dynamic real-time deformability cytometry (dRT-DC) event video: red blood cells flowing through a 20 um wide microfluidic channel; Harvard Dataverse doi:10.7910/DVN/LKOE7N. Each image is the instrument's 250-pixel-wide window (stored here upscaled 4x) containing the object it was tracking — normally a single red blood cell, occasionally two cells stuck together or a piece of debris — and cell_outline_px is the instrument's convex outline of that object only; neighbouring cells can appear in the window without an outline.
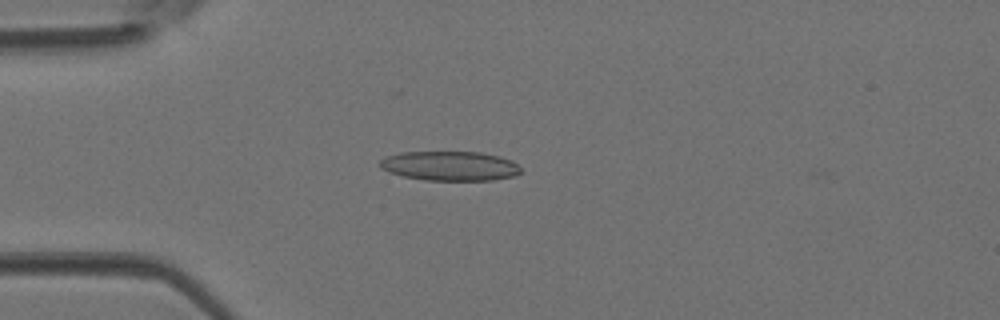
{"species": "Egyptian fruit bat (a non-hibernating species)", "species_latin": "Rousettus aegyptiacus", "temperature_condition": "room temperature", "stored_images_in_passage": 44, "camera_frame_rate_fps": 3000, "um_per_image_px": 0.085, "animal": {"sex": "female"}, "frame": {"image": 1, "passage_image": 12, "time_ms": 3.667, "image_size_px": [1000, 320], "cell_outline_px": [[524, 172], [516, 176], [492, 180], [424, 180], [404, 176], [388, 172], [380, 168], [380, 160], [384, 156], [400, 152], [480, 152], [500, 156], [512, 160]], "centroid_in_image_um": [38.26, 14.1], "position_along_channel_um": 46.7, "area_um2": 24.45}}
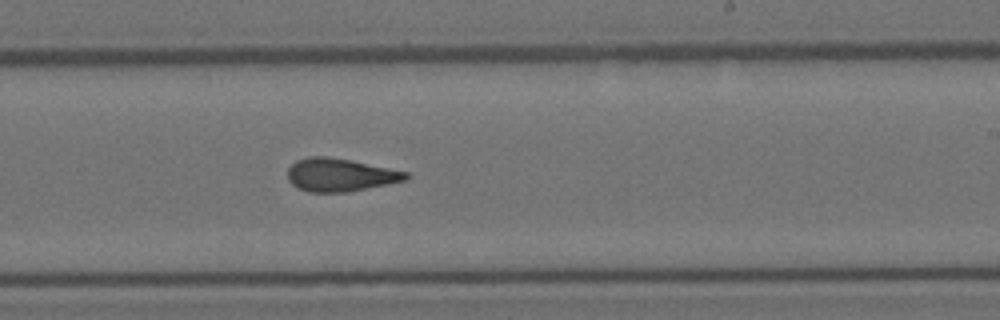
{"frame": {"image": 2, "passage_image": 27, "time_ms": 8.667, "image_size_px": [1000, 320], "cell_outline_px": [[408, 176], [404, 180], [388, 184], [348, 192], [308, 192], [292, 184], [288, 180], [288, 168], [296, 160], [308, 156], [328, 156], [408, 172]], "centroid_in_image_um": [28.86, 14.87], "position_along_channel_um": 260.1, "area_um2": 22.48}}
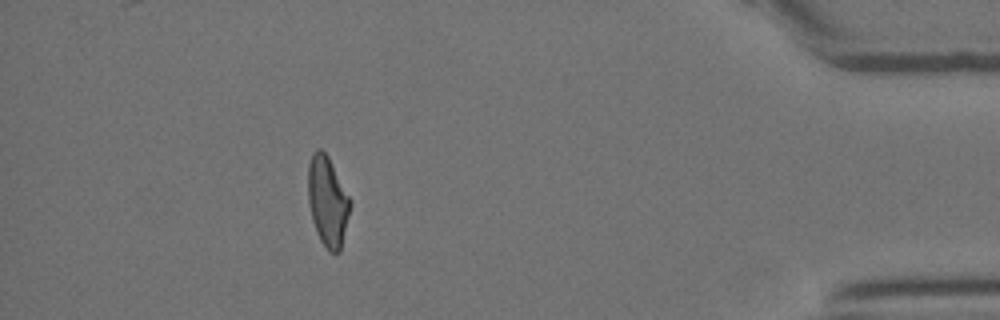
{"frame": {"image": 3, "passage_image": 40, "time_ms": 13.0, "image_size_px": [1000, 320], "cell_outline_px": [[352, 204], [340, 252], [328, 252], [320, 240], [316, 232], [312, 220], [308, 200], [308, 164], [312, 152], [316, 148], [320, 148], [328, 156]], "centroid_in_image_um": [27.83, 17.13], "position_along_channel_um": 407.4, "area_um2": 22.08}}